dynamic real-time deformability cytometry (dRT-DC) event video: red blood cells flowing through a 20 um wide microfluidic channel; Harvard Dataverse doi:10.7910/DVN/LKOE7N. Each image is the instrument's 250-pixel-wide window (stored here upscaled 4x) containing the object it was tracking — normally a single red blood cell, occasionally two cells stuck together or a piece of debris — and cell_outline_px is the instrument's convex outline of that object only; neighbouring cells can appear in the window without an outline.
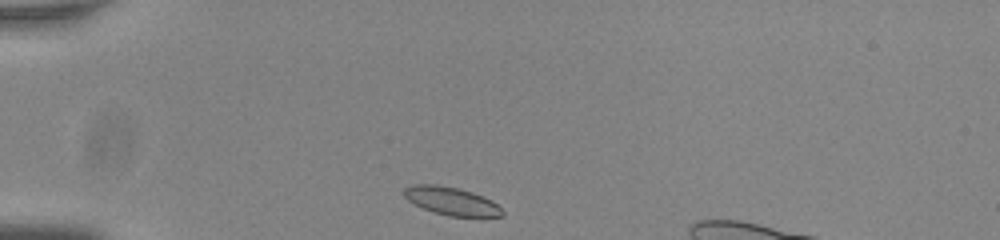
{"species": "common noctule bat (a hibernating species)", "species_latin": "Nyctalus noctula", "temperature_condition": "room temperature", "stored_images_in_passage": 35, "camera_frame_rate_fps": 3000, "um_per_image_px": 0.085, "animal": {"sex": "male", "body_mass_g": 20.0, "forearm_length_mm": 53.3}, "frame": {"image": 1, "passage_image": 1, "time_ms": 0.0, "image_size_px": [1000, 240], "cell_outline_px": [[504, 216], [448, 216], [424, 208], [408, 200], [404, 196], [404, 188], [412, 184], [436, 184], [456, 188], [472, 192], [492, 200], [504, 212]], "centroid_in_image_um": [38.36, 17.08], "position_along_channel_um": 46.6, "area_um2": 15.78}}
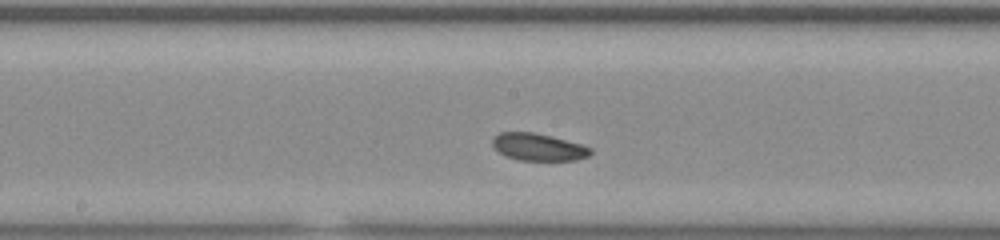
{"frame": {"image": 2, "passage_image": 16, "time_ms": 5.0, "image_size_px": [1000, 240], "cell_outline_px": [[592, 152], [588, 156], [576, 160], [520, 160], [504, 156], [492, 144], [492, 136], [500, 132], [532, 132], [552, 136], [580, 144], [592, 148]], "centroid_in_image_um": [45.74, 12.49], "position_along_channel_um": 202.5, "area_um2": 15.55}}
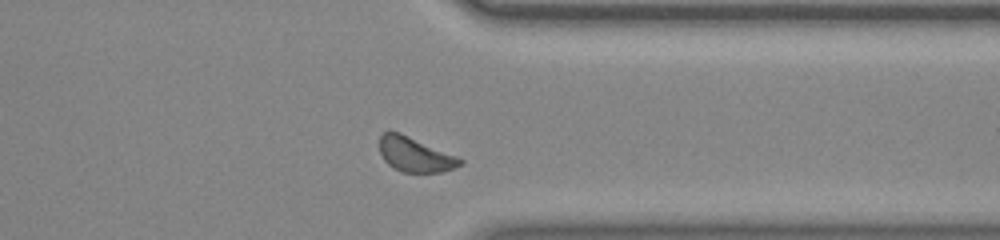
{"frame": {"image": 3, "passage_image": 30, "time_ms": 9.667, "image_size_px": [1000, 240], "cell_outline_px": [[464, 164], [440, 172], [400, 172], [392, 168], [384, 160], [380, 152], [380, 136], [384, 132], [400, 132], [456, 156], [464, 160]], "centroid_in_image_um": [35.26, 13.15], "position_along_channel_um": 376.1, "area_um2": 16.13}, "authors_computed_cell_mechanics": {"area_um2": 15.7794, "velocity_mm_per_s": 3.7486, "shape_relaxation_time_tau1_ms": 3.8534, "shape_relaxation_time_tau2_ms": 6.093, "deformation_change_tau1": 0.076, "deformation_change_tau2": 0.1143}}